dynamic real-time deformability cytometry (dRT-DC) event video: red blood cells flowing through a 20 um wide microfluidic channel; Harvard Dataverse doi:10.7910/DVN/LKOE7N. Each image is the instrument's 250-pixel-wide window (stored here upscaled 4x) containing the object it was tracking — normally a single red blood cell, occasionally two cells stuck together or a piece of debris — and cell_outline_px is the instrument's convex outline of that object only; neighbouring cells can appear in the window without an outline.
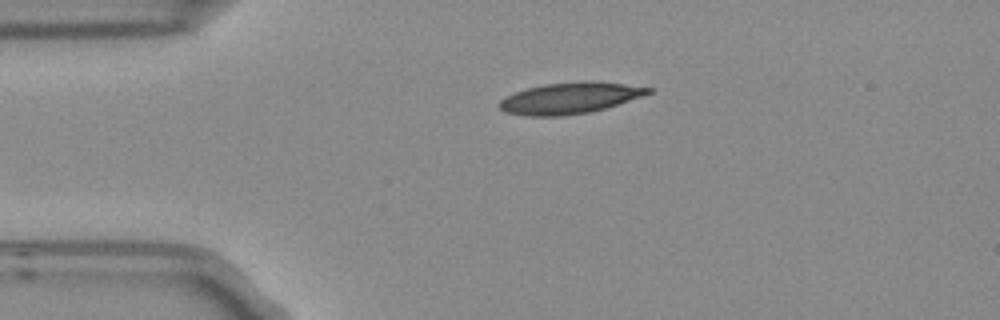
{"species": "Egyptian fruit bat (a non-hibernating species)", "species_latin": "Rousettus aegyptiacus", "temperature_condition": "room temperature", "stored_images_in_passage": 1, "camera_frame_rate_fps": 3000, "um_per_image_px": 0.085, "frame": {"image": 1, "passage_image": 1, "time_ms": 0.0, "image_size_px": [1000, 320], "cell_outline_px": [[652, 92], [604, 108], [588, 112], [560, 116], [524, 116], [504, 112], [496, 104], [504, 96], [528, 88], [544, 84], [580, 80], [592, 80], [624, 84], [652, 88]], "centroid_in_image_um": [48.35, 8.32], "position_along_channel_um": 36.6, "area_um2": 27.05}}